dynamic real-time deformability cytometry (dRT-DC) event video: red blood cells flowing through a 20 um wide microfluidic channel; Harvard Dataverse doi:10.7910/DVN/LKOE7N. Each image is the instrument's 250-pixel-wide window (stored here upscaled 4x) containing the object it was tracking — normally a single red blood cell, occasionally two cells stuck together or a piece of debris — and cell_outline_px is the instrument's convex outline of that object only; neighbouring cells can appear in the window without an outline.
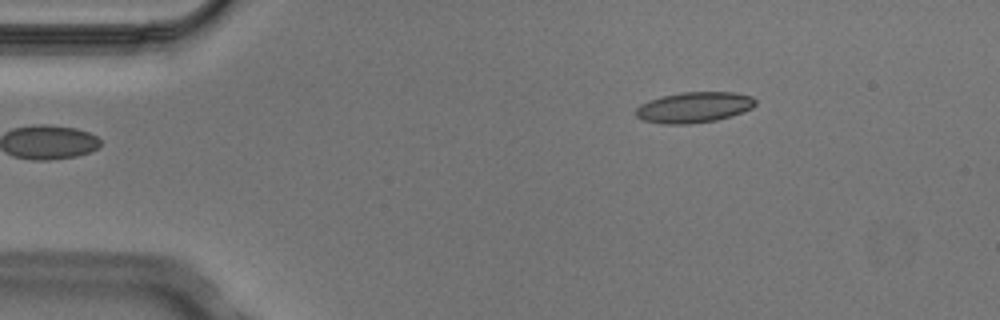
{"species": "Egyptian fruit bat (a non-hibernating species)", "species_latin": "Rousettus aegyptiacus", "temperature_condition": "cold", "stored_images_in_passage": 2, "camera_frame_rate_fps": 3000, "um_per_image_px": 0.085, "animal": {"sex": "male"}, "frame": {"image": 1, "passage_image": 2, "time_ms": 0.333, "image_size_px": [1000, 320], "cell_outline_px": [[756, 104], [752, 108], [716, 120], [688, 124], [664, 124], [644, 120], [636, 116], [636, 108], [640, 104], [648, 100], [680, 92], [732, 92], [752, 96], [756, 100]], "centroid_in_image_um": [58.98, 9.11], "position_along_channel_um": 26.0, "area_um2": 21.21}}